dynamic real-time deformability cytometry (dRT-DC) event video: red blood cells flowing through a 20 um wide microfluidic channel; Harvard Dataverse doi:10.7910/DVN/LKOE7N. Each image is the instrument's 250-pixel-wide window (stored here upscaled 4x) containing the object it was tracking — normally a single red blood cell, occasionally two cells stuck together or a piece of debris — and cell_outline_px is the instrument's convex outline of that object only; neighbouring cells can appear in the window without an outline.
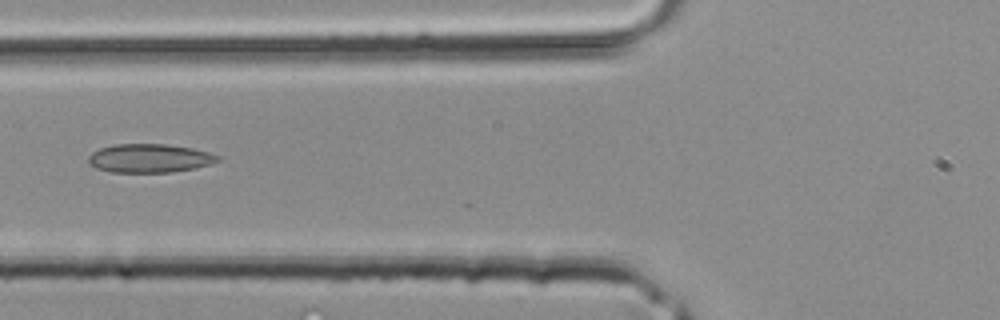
{"species": "common noctule bat (a hibernating species)", "species_latin": "Nyctalus noctula", "temperature_condition": "room temperature", "stored_images_in_passage": 3, "camera_frame_rate_fps": 3000, "um_per_image_px": 0.085, "animal": {"sex": "male", "body_mass_g": 20.4}, "frame": {"image": 1, "passage_image": 3, "time_ms": 0.667, "image_size_px": [1000, 320], "cell_outline_px": [[220, 160], [212, 164], [196, 168], [172, 172], [112, 172], [96, 168], [88, 160], [88, 156], [92, 152], [100, 148], [116, 144], [168, 144], [192, 148], [208, 152], [220, 156]], "centroid_in_image_um": [12.75, 13.45], "position_along_channel_um": 113.1, "area_um2": 21.62}}